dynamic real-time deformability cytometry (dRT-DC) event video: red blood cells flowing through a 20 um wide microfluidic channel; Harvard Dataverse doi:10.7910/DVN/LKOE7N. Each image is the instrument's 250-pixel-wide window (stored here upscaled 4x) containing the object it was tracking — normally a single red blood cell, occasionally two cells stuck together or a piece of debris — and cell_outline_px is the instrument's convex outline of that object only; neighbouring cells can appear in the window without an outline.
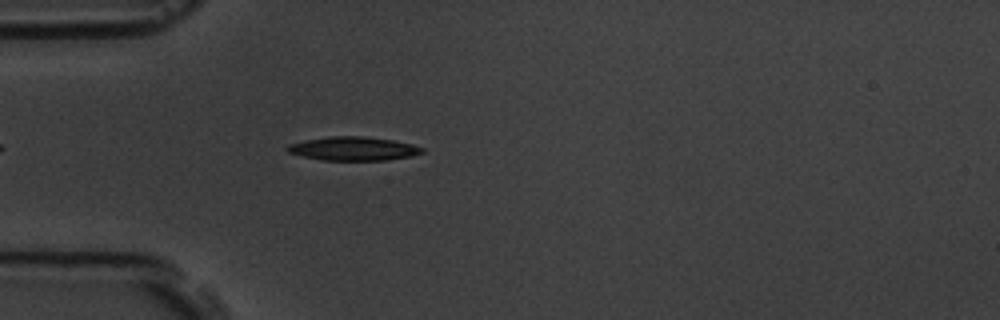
{"species": "common noctule bat (a hibernating species)", "species_latin": "Nyctalus noctula", "temperature_condition": "room temperature", "stored_images_in_passage": 2, "camera_frame_rate_fps": 3000, "um_per_image_px": 0.085, "animal": {"sex": "male", "body_mass_g": 19.5, "forearm_length_mm": 54.6}, "frame": {"image": 1, "passage_image": 2, "time_ms": 1.333, "image_size_px": [1000, 320], "cell_outline_px": [[424, 152], [412, 156], [388, 160], [324, 160], [304, 156], [288, 152], [284, 148], [288, 144], [304, 140], [328, 136], [364, 136], [392, 140], [412, 144], [424, 148]], "centroid_in_image_um": [30.03, 12.63], "position_along_channel_um": 55.0, "area_um2": 18.67}}